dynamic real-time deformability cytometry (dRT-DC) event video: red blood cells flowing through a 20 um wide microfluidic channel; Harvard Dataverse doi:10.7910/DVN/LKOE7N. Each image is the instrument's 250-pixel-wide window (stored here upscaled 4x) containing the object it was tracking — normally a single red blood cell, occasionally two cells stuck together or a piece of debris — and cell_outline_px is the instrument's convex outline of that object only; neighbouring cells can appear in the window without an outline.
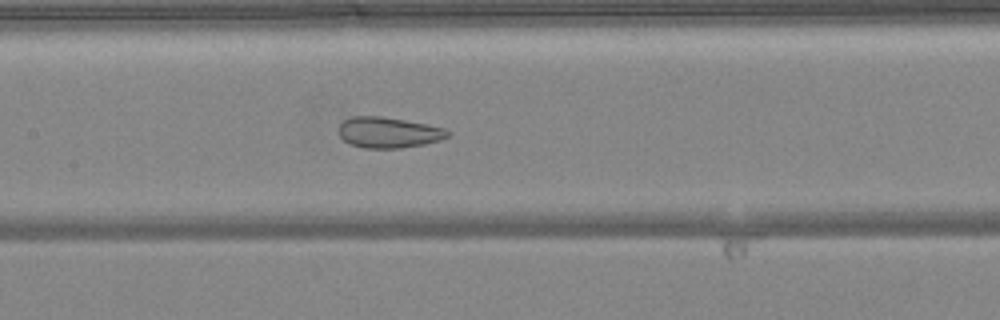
{"species": "common noctule bat (a hibernating species)", "species_latin": "Nyctalus noctula", "temperature_condition": "warm", "stored_images_in_passage": 51, "segment_of_instrument_passage": [1, 2], "camera_frame_rate_fps": 3000, "um_per_image_px": 0.085, "animal": {"sex": "female", "body_mass_g": 24.6, "forearm_length_mm": 56.2}, "frame": {"image": 1, "passage_image": 24, "time_ms": 7.667, "image_size_px": [1000, 320], "cell_outline_px": [[452, 132], [448, 136], [440, 140], [424, 144], [400, 148], [364, 148], [352, 144], [344, 140], [340, 136], [340, 124], [344, 120], [352, 116], [380, 116], [428, 124], [444, 128]], "centroid_in_image_um": [33.05, 11.26], "position_along_channel_um": 174.3, "area_um2": 19.42}}
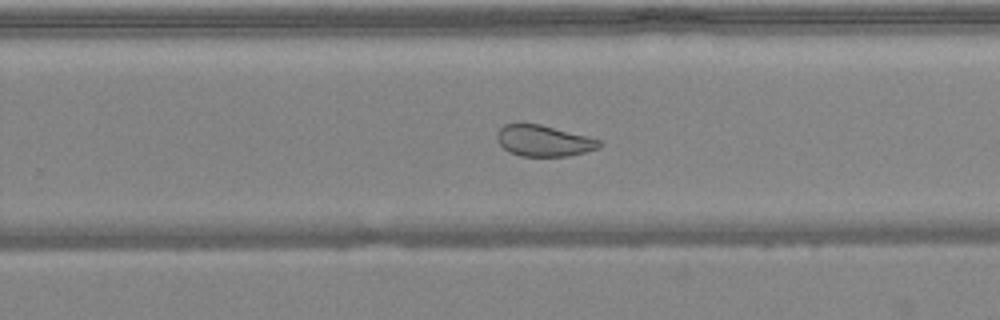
{"frame": {"image": 2, "passage_image": 32, "time_ms": 10.333, "image_size_px": [1000, 320], "cell_outline_px": [[604, 144], [600, 148], [568, 156], [520, 156], [508, 152], [496, 140], [496, 132], [504, 124], [540, 124], [588, 136], [600, 140]], "centroid_in_image_um": [46.22, 11.97], "position_along_channel_um": 283.6, "area_um2": 18.67}}
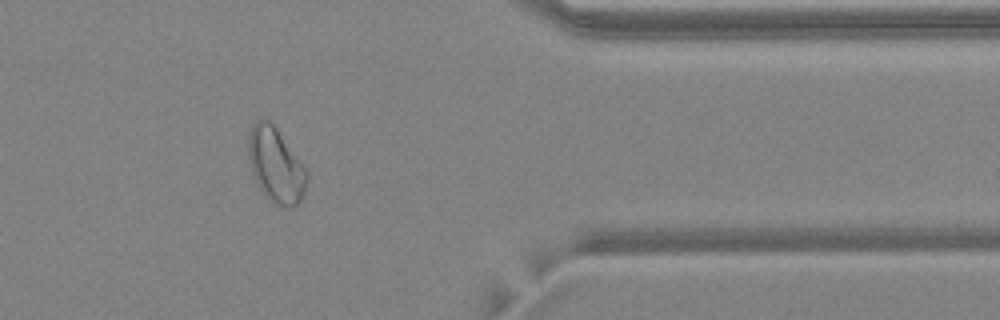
{"frame": {"image": 3, "passage_image": 41, "time_ms": 13.333, "image_size_px": [1000, 320], "cell_outline_px": [[308, 180], [304, 196], [292, 208], [284, 208], [268, 200], [260, 188], [252, 172], [248, 156], [248, 136], [252, 124], [256, 120], [268, 120], [276, 128], [308, 172]], "centroid_in_image_um": [23.44, 14.08], "position_along_channel_um": 388.0, "area_um2": 25.37}}